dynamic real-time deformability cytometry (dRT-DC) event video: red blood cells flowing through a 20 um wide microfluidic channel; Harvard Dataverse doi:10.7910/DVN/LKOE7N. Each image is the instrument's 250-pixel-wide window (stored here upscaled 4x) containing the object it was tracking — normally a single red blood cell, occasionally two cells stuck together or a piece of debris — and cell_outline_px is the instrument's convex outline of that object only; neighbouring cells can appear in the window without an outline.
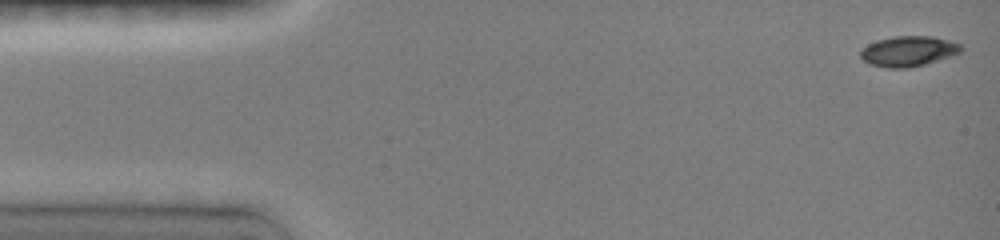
{"species": "common noctule bat (a hibernating species)", "species_latin": "Nyctalus noctula", "temperature_condition": "room temperature", "stored_images_in_passage": 34, "camera_frame_rate_fps": 3000, "um_per_image_px": 0.085, "animal": {"sex": "female", "body_mass_g": 19.0, "forearm_length_mm": 51.5}, "frame": {"image": 1, "passage_image": 1, "time_ms": 0.0, "image_size_px": [1000, 240], "cell_outline_px": [[964, 48], [960, 52], [924, 64], [908, 68], [888, 68], [868, 64], [860, 56], [860, 52], [868, 44], [876, 40], [896, 36], [932, 36], [948, 40], [960, 44]], "centroid_in_image_um": [77.18, 4.35], "position_along_channel_um": 7.8, "area_um2": 17.57}}
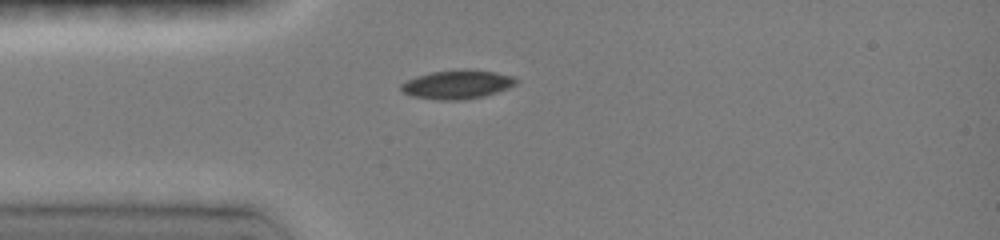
{"frame": {"image": 2, "passage_image": 19, "time_ms": 3.667, "image_size_px": [1000, 240], "cell_outline_px": [[516, 84], [508, 88], [484, 96], [460, 100], [440, 100], [412, 96], [404, 92], [400, 88], [400, 84], [416, 76], [432, 72], [464, 68], [496, 72], [516, 76]], "centroid_in_image_um": [38.88, 7.16], "position_along_channel_um": 46.1, "area_um2": 19.36}}
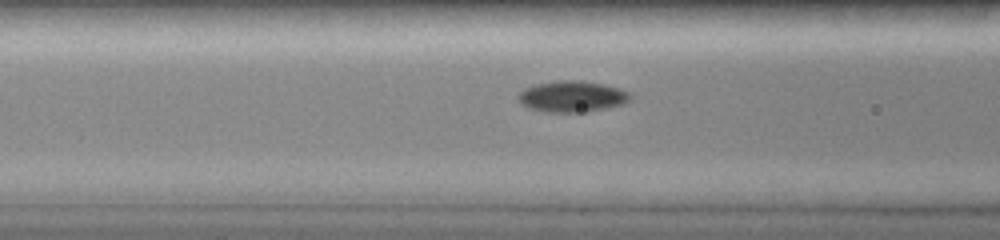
{"frame": {"image": 3, "passage_image": 27, "time_ms": 5.667, "image_size_px": [1000, 240], "cell_outline_px": [[632, 100], [624, 104], [584, 112], [548, 112], [528, 108], [520, 104], [516, 96], [524, 88], [536, 84], [556, 80], [576, 80], [604, 84], [620, 88], [628, 92], [632, 96]], "centroid_in_image_um": [48.61, 8.2], "position_along_channel_um": 118.0, "area_um2": 20.52}}